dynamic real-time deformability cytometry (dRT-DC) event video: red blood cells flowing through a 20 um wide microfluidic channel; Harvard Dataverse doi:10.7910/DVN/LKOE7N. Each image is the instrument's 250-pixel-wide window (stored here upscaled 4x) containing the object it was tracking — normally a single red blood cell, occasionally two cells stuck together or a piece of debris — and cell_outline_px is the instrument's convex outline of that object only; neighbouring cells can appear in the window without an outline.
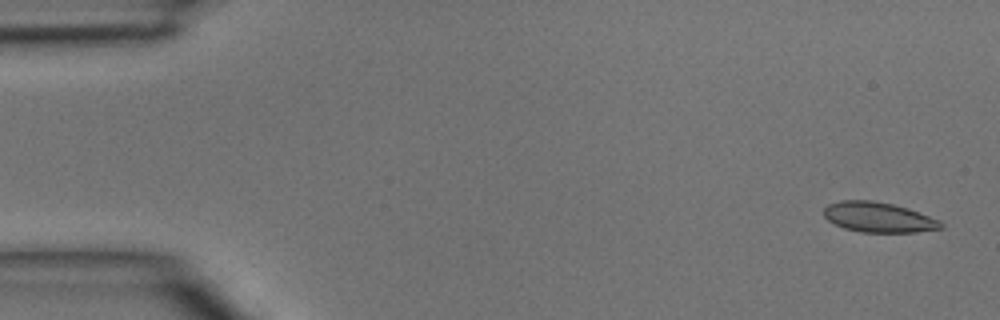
{"species": "common noctule bat (a hibernating species)", "species_latin": "Nyctalus noctula", "temperature_condition": "room temperature", "stored_images_in_passage": 4, "camera_frame_rate_fps": 3000, "um_per_image_px": 0.085, "animal": {"sex": "male", "body_mass_g": 15.6}, "frame": {"image": 1, "passage_image": 1, "time_ms": 0.0, "image_size_px": [1000, 320], "cell_outline_px": [[944, 228], [916, 232], [860, 232], [844, 228], [828, 220], [824, 216], [824, 208], [828, 204], [840, 200], [872, 200], [892, 204], [908, 208], [940, 220], [944, 224]], "centroid_in_image_um": [74.69, 18.46], "position_along_channel_um": 10.3, "area_um2": 20.58}}
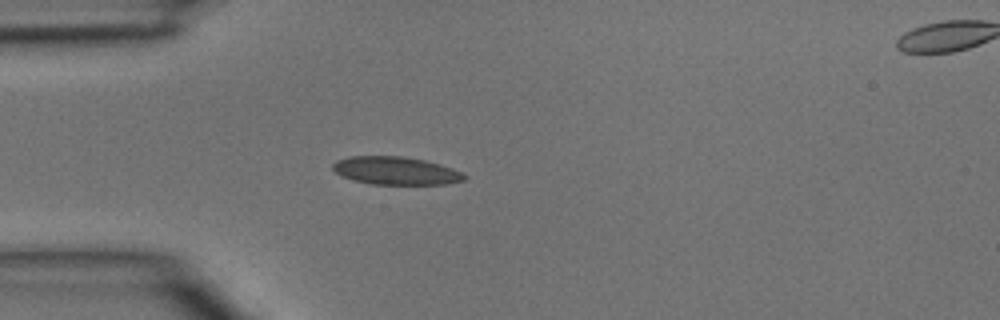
{"frame": {"image": 2, "passage_image": 3, "time_ms": 0.667, "image_size_px": [1000, 320], "cell_outline_px": [[468, 176], [464, 180], [444, 184], [372, 184], [352, 180], [336, 172], [332, 168], [332, 164], [336, 160], [348, 156], [400, 156], [424, 160], [440, 164], [452, 168]], "centroid_in_image_um": [33.62, 14.5], "position_along_channel_um": 51.4, "area_um2": 21.33}}